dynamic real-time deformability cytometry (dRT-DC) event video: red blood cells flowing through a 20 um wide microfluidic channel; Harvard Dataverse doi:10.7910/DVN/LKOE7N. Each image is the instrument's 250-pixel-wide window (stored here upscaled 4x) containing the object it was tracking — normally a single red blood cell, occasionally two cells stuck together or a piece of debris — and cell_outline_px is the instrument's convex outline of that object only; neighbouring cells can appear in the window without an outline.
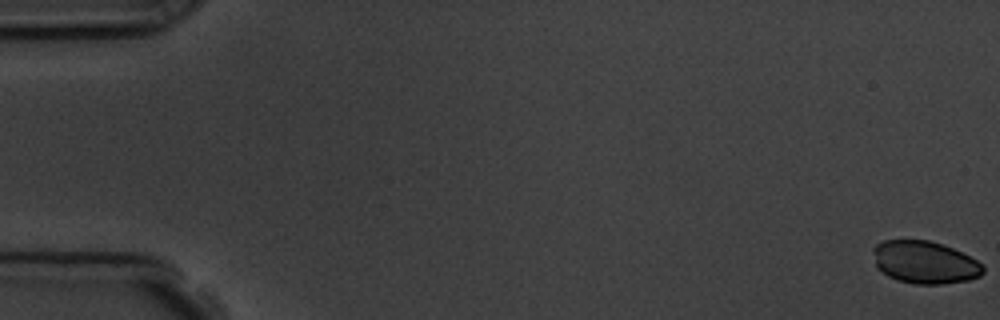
{"species": "common noctule bat (a hibernating species)", "species_latin": "Nyctalus noctula", "temperature_condition": "room temperature", "stored_images_in_passage": 10, "camera_frame_rate_fps": 3000, "um_per_image_px": 0.085, "animal": {"sex": "male", "body_mass_g": 19.5, "forearm_length_mm": 54.6}, "frame": {"image": 1, "passage_image": 1, "time_ms": 0.0, "image_size_px": [1000, 320], "cell_outline_px": [[984, 272], [980, 276], [968, 280], [940, 284], [916, 284], [896, 280], [888, 276], [876, 268], [872, 248], [876, 244], [884, 240], [928, 240], [944, 244], [984, 264]], "centroid_in_image_um": [78.58, 22.29], "position_along_channel_um": 6.4, "area_um2": 27.4}}